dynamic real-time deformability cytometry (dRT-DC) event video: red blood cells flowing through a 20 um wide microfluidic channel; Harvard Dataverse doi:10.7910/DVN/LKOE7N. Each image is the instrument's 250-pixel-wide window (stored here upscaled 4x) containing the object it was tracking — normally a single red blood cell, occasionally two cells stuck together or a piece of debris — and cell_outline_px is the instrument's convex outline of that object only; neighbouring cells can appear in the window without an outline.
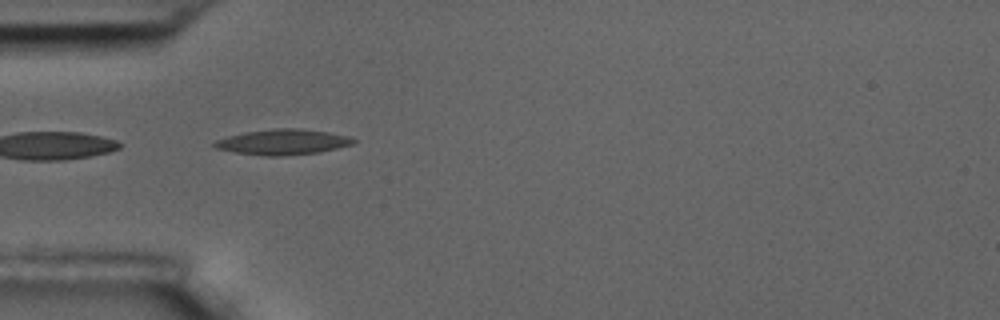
{"species": "common noctule bat (a hibernating species)", "species_latin": "Nyctalus noctula", "temperature_condition": "room temperature", "stored_images_in_passage": 32, "camera_frame_rate_fps": 3000, "um_per_image_px": 0.085, "animal": {"sex": "male", "body_mass_g": 17.5, "forearm_length_mm": 52.3}, "frame": {"image": 1, "passage_image": 1, "time_ms": 0.0, "image_size_px": [1000, 320], "cell_outline_px": [[356, 140], [352, 144], [320, 152], [280, 156], [268, 156], [236, 152], [216, 148], [212, 144], [216, 140], [228, 136], [244, 132], [276, 128], [300, 128], [328, 132], [348, 136]], "centroid_in_image_um": [24.04, 12.06], "position_along_channel_um": 61.0, "area_um2": 20.4}}
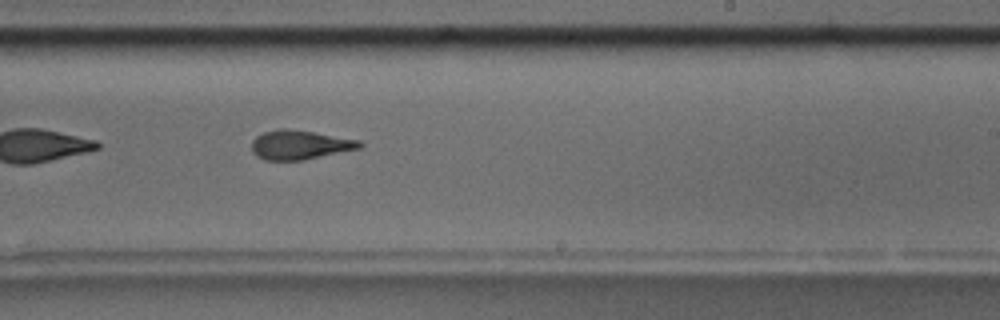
{"frame": {"image": 2, "passage_image": 18, "time_ms": 5.667, "image_size_px": [1000, 320], "cell_outline_px": [[364, 144], [360, 148], [304, 160], [264, 160], [256, 156], [252, 152], [252, 140], [256, 136], [264, 132], [276, 128], [288, 128], [360, 140]], "centroid_in_image_um": [25.45, 12.31], "position_along_channel_um": 263.5, "area_um2": 18.44}, "authors_computed_cell_mechanics": {"area_um2": 18.3804, "velocity_mm_per_s": 3.6198, "shape_relaxation_time_tau1_ms": 5.8938, "shape_relaxation_time_tau2_ms": 1.5034, "deformation_change_tau1": 0.1936, "deformation_change_tau2": 0.0864}}